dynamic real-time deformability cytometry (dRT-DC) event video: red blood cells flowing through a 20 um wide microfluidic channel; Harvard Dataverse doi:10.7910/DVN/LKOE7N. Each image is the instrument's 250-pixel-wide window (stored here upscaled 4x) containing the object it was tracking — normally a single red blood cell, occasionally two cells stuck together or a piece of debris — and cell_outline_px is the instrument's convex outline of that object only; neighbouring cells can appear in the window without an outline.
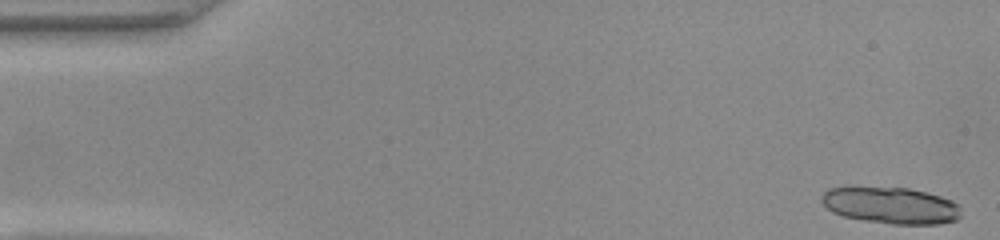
{"species": "common noctule bat (a hibernating species)", "species_latin": "Nyctalus noctula", "temperature_condition": "warm", "stored_images_in_passage": 47, "camera_frame_rate_fps": 3000, "um_per_image_px": 0.085, "animal": {"sex": "female", "body_mass_g": 22.0, "forearm_length_mm": 56.7}, "frame": {"image": 1, "passage_image": 1, "time_ms": 0.0, "image_size_px": [1000, 240], "cell_outline_px": [[960, 216], [956, 220], [940, 224], [892, 224], [864, 220], [844, 216], [832, 212], [820, 200], [820, 196], [828, 188], [852, 184], [908, 188], [928, 192], [952, 200], [960, 204]], "centroid_in_image_um": [75.67, 17.41], "position_along_channel_um": 9.3, "area_um2": 30.75}}
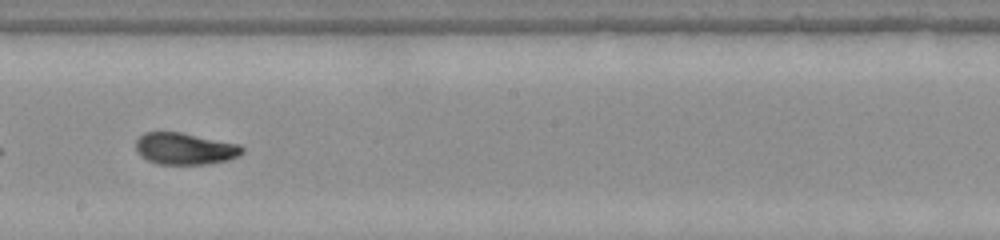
{"frame": {"image": 2, "passage_image": 29, "time_ms": 9.333, "image_size_px": [1000, 240], "cell_outline_px": [[244, 152], [228, 160], [208, 164], [156, 164], [140, 156], [136, 152], [136, 140], [144, 132], [180, 132], [240, 144], [244, 148]], "centroid_in_image_um": [15.7, 12.64], "position_along_channel_um": 232.5, "area_um2": 19.77}}
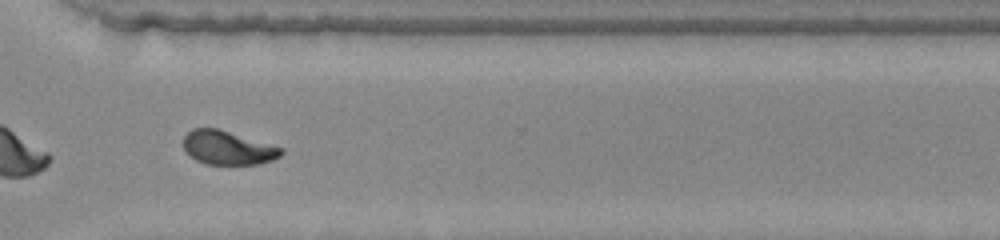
{"frame": {"image": 3, "passage_image": 38, "time_ms": 12.333, "image_size_px": [1000, 240], "cell_outline_px": [[284, 152], [280, 156], [272, 160], [260, 164], [204, 164], [196, 160], [184, 152], [184, 136], [192, 128], [216, 128], [284, 148]], "centroid_in_image_um": [19.35, 12.57], "position_along_channel_um": 351.3, "area_um2": 19.25}}